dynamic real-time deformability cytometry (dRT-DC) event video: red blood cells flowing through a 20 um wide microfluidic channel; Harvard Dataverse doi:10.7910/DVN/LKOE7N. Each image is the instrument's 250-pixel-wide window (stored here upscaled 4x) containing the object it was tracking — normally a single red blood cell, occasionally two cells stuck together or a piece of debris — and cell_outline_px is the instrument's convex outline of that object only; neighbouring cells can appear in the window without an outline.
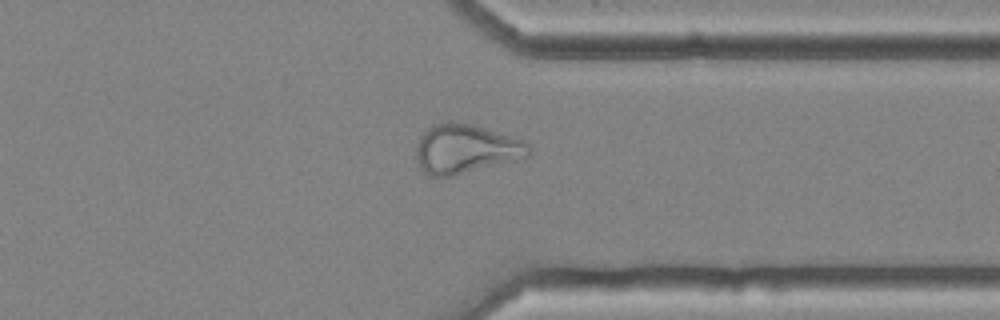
{"species": "common noctule bat (a hibernating species)", "species_latin": "Nyctalus noctula", "temperature_condition": "cold", "stored_images_in_passage": 44, "camera_frame_rate_fps": 3000, "um_per_image_px": 0.085, "animal": {"sex": "female", "body_mass_g": 25.1}, "frame": {"image": 1, "passage_image": 32, "time_ms": 10.333, "image_size_px": [1000, 320], "cell_outline_px": [[532, 152], [528, 156], [452, 176], [428, 176], [420, 168], [416, 160], [416, 148], [420, 136], [432, 124], [448, 120], [452, 120], [472, 124], [524, 140], [532, 148]], "centroid_in_image_um": [39.55, 12.63], "position_along_channel_um": 371.9, "area_um2": 32.31}}